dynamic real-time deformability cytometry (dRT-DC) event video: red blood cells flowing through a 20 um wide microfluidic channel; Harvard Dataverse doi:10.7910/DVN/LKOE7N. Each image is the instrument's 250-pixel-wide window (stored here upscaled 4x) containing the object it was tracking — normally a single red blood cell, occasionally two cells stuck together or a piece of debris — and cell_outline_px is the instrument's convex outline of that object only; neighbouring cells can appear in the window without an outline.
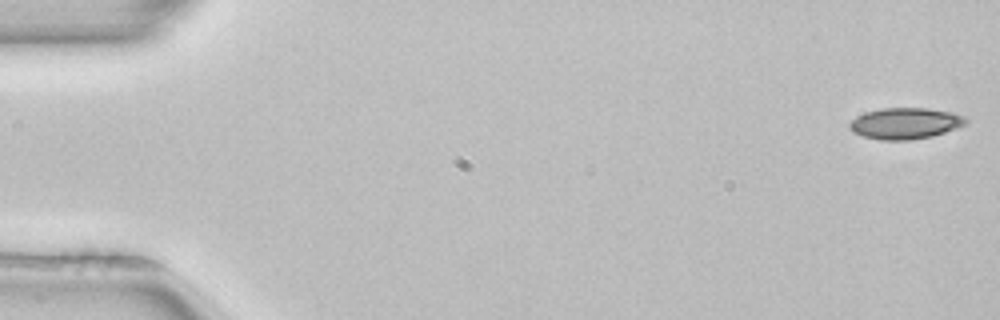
{"species": "common noctule bat (a hibernating species)", "species_latin": "Nyctalus noctula", "temperature_condition": "room temperature", "stored_images_in_passage": 52, "camera_frame_rate_fps": 3000, "um_per_image_px": 0.085, "animal": {"sex": "female", "body_mass_g": 22.7, "forearm_length_mm": 54.2}, "frame": {"image": 1, "passage_image": 1, "time_ms": 0.0, "image_size_px": [1000, 320], "cell_outline_px": [[968, 120], [964, 124], [956, 128], [932, 136], [908, 140], [880, 140], [864, 136], [852, 132], [848, 124], [856, 116], [864, 112], [880, 108], [928, 108], [952, 112], [964, 116]], "centroid_in_image_um": [76.91, 10.48], "position_along_channel_um": 8.1, "area_um2": 21.15}}
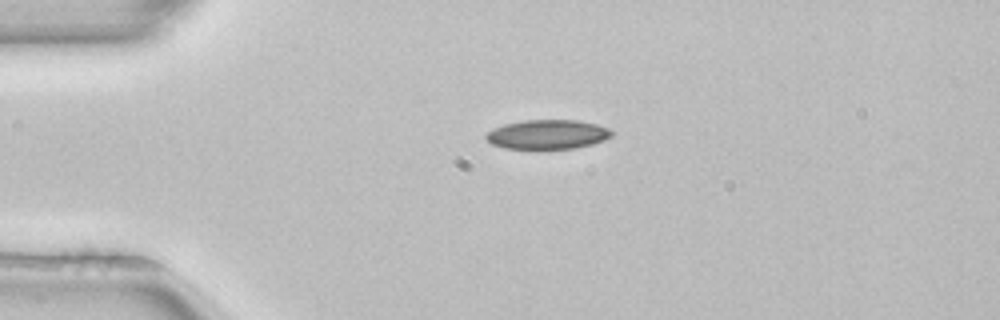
{"frame": {"image": 2, "passage_image": 12, "time_ms": 3.667, "image_size_px": [1000, 320], "cell_outline_px": [[612, 136], [604, 140], [592, 144], [572, 148], [504, 148], [492, 144], [484, 136], [488, 132], [504, 124], [524, 120], [576, 120], [596, 124], [608, 128], [612, 132]], "centroid_in_image_um": [46.55, 11.41], "position_along_channel_um": 38.5, "area_um2": 21.15}}
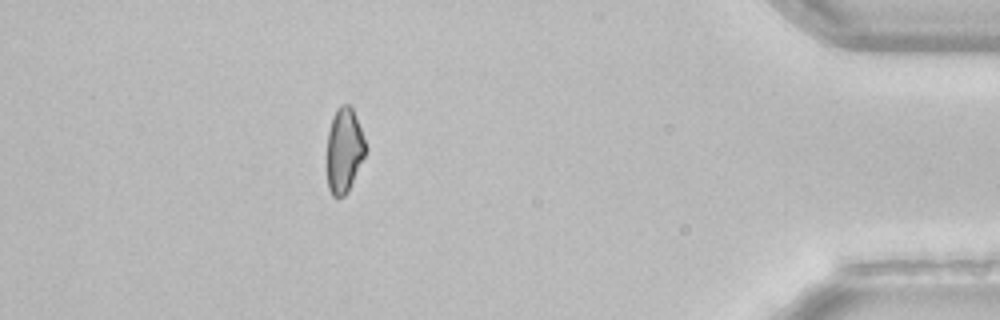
{"frame": {"image": 3, "passage_image": 46, "time_ms": 15.0, "image_size_px": [1000, 320], "cell_outline_px": [[368, 148], [348, 192], [344, 196], [336, 200], [332, 196], [328, 188], [328, 132], [332, 116], [336, 108], [340, 104], [348, 104], [352, 108]], "centroid_in_image_um": [29.26, 12.8], "position_along_channel_um": 405.9, "area_um2": 19.13}}